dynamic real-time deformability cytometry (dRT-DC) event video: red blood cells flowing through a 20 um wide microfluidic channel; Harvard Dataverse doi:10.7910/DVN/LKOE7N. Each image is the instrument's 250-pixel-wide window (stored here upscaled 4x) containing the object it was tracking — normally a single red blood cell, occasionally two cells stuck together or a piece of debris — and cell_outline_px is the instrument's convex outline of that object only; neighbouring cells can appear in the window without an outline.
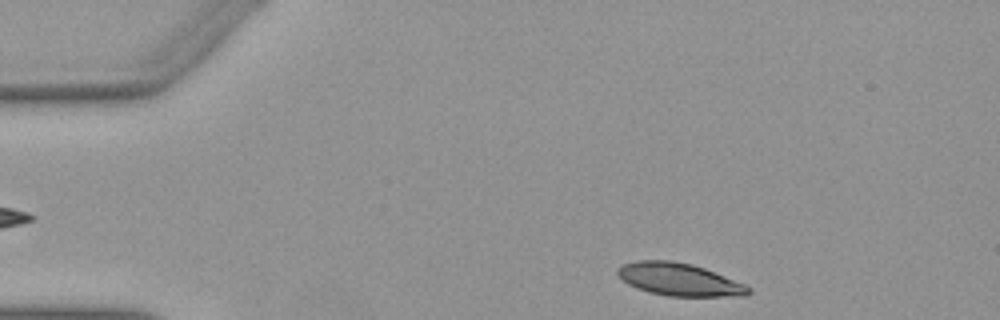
{"species": "Egyptian fruit bat (a non-hibernating species)", "species_latin": "Rousettus aegyptiacus", "temperature_condition": "warm", "stored_images_in_passage": 36, "camera_frame_rate_fps": 3000, "um_per_image_px": 0.085, "animal": {"sex": "female"}, "frame": {"image": 1, "passage_image": 2, "time_ms": 0.333, "image_size_px": [1000, 320], "cell_outline_px": [[752, 292], [748, 296], [668, 296], [648, 292], [636, 288], [628, 284], [616, 272], [616, 268], [620, 264], [636, 260], [672, 260], [692, 264], [704, 268], [744, 284], [752, 288]], "centroid_in_image_um": [57.72, 23.75], "position_along_channel_um": 27.3, "area_um2": 25.03}}
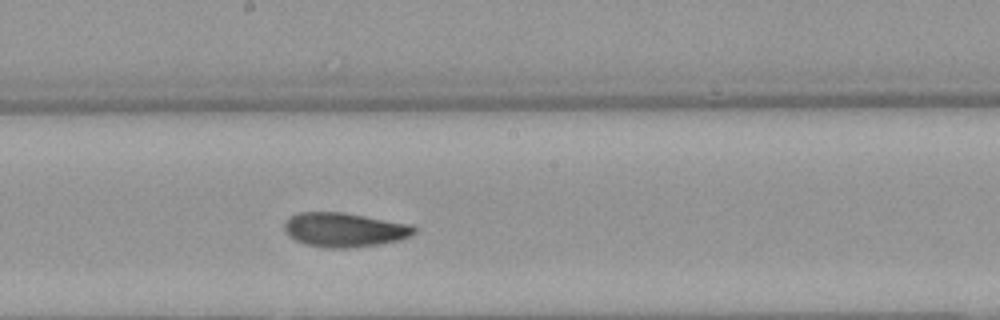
{"frame": {"image": 2, "passage_image": 22, "time_ms": 7.0, "image_size_px": [1000, 320], "cell_outline_px": [[416, 232], [400, 240], [380, 244], [356, 248], [328, 248], [304, 244], [288, 236], [284, 232], [284, 220], [288, 216], [300, 212], [344, 212], [412, 224], [416, 228]], "centroid_in_image_um": [29.25, 19.53], "position_along_channel_um": 219.0, "area_um2": 26.36}}
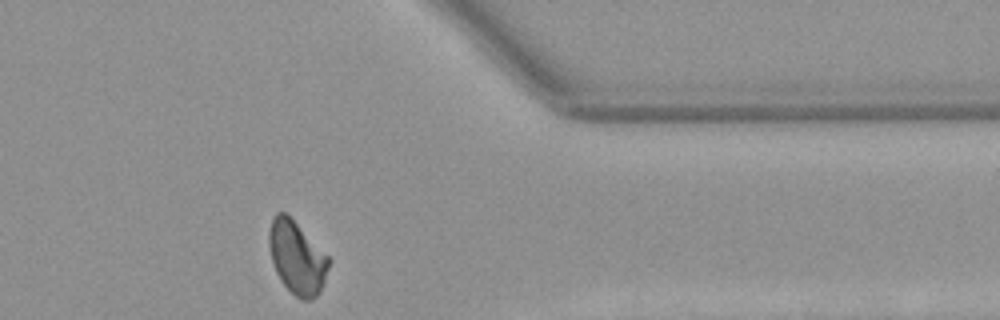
{"frame": {"image": 3, "passage_image": 36, "time_ms": 11.667, "image_size_px": [1000, 320], "cell_outline_px": [[332, 260], [324, 284], [320, 292], [312, 300], [304, 300], [296, 296], [280, 280], [276, 272], [272, 260], [268, 244], [268, 232], [272, 220], [276, 212], [284, 212]], "centroid_in_image_um": [25.25, 21.93], "position_along_channel_um": 386.1, "area_um2": 25.09}, "authors_computed_cell_mechanics": {"area_um2": 25.721, "velocity_mm_per_s": 3.8998, "shape_relaxation_time_tau1_ms": 5.3189, "shape_relaxation_time_tau2_ms": 2.3314, "deformation_change_tau1": 0.175, "deformation_change_tau2": 0.0794}}